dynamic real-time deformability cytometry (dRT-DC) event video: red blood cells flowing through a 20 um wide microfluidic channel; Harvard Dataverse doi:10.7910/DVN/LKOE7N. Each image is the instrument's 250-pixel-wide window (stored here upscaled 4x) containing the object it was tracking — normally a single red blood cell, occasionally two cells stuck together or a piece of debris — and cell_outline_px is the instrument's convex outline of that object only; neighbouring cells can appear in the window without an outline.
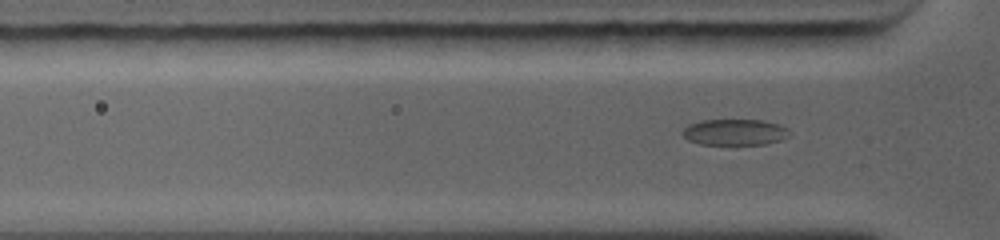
{"species": "common noctule bat (a hibernating species)", "species_latin": "Nyctalus noctula", "temperature_condition": "warm", "stored_images_in_passage": 5, "segment_of_instrument_passage": [1, 2], "camera_frame_rate_fps": 5000, "um_per_image_px": 0.085, "animal": {"sex": "female", "body_mass_g": 19.0, "forearm_length_mm": 56.7}, "frame": {"image": 1, "passage_image": 3, "time_ms": 0.6, "image_size_px": [1000, 240], "cell_outline_px": [[792, 136], [780, 140], [764, 144], [700, 144], [688, 140], [680, 132], [688, 124], [700, 120], [764, 120], [780, 124], [788, 128], [792, 132]], "centroid_in_image_um": [62.49, 11.22], "position_along_channel_um": 63.3, "area_um2": 16.53}}